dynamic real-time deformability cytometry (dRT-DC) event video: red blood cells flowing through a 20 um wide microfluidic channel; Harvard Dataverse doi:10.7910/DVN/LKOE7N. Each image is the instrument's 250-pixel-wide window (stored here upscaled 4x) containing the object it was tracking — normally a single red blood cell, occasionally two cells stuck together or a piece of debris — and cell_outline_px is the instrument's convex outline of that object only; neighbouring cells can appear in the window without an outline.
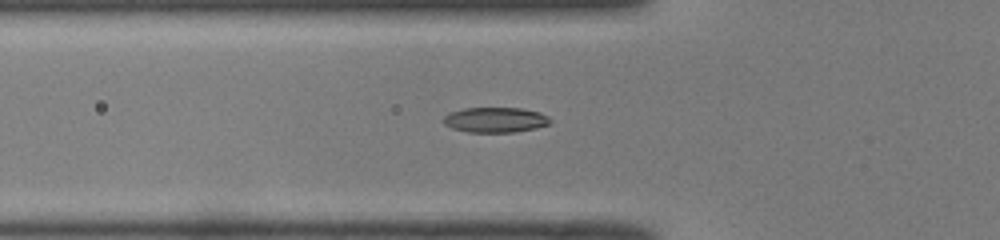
{"species": "common noctule bat (a hibernating species)", "species_latin": "Nyctalus noctula", "temperature_condition": "room temperature", "stored_images_in_passage": 32, "camera_frame_rate_fps": 3000, "um_per_image_px": 0.085, "animal": {"sex": "male", "body_mass_g": 19.0, "forearm_length_mm": 50.8}, "frame": {"image": 1, "passage_image": 2, "time_ms": 0.333, "image_size_px": [1000, 240], "cell_outline_px": [[552, 120], [548, 124], [536, 128], [512, 132], [468, 132], [452, 128], [444, 124], [444, 116], [448, 112], [464, 108], [520, 108], [540, 112], [548, 116]], "centroid_in_image_um": [42.09, 10.18], "position_along_channel_um": 83.7, "area_um2": 15.66}}
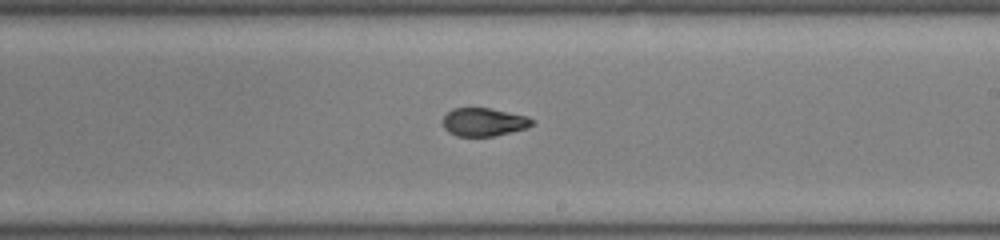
{"frame": {"image": 2, "passage_image": 14, "time_ms": 4.333, "image_size_px": [1000, 240], "cell_outline_px": [[536, 124], [528, 128], [492, 136], [456, 136], [448, 132], [444, 128], [444, 116], [452, 108], [492, 108], [528, 116], [536, 120]], "centroid_in_image_um": [41.19, 10.37], "position_along_channel_um": 247.8, "area_um2": 14.85}}
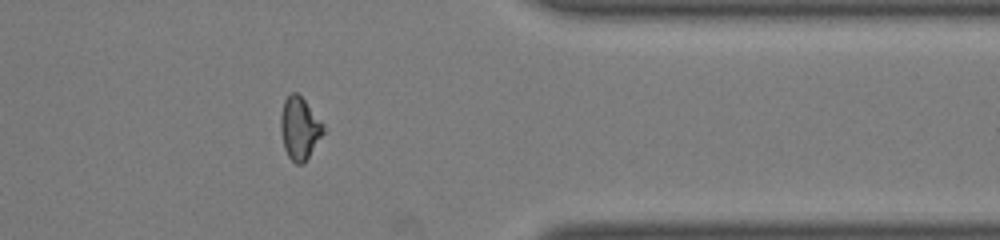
{"frame": {"image": 3, "passage_image": 25, "time_ms": 8.0, "image_size_px": [1000, 240], "cell_outline_px": [[324, 132], [304, 164], [296, 164], [288, 156], [284, 148], [280, 132], [280, 116], [284, 100], [292, 92], [296, 92], [304, 100], [324, 124]], "centroid_in_image_um": [25.45, 10.92], "position_along_channel_um": 386.0, "area_um2": 15.49}, "authors_computed_cell_mechanics": {"area_um2": 15.2014, "velocity_mm_per_s": 4.1054, "shape_relaxation_time_tau1_ms": null, "shape_relaxation_time_tau2_ms": 2.5196, "deformation_change_tau1": null, "deformation_change_tau2": 0.0817}}